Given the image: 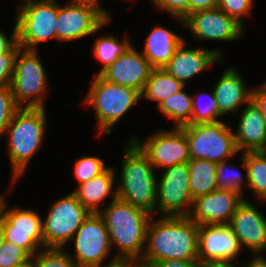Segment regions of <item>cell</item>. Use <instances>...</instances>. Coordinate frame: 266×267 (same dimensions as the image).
<instances>
[{
  "instance_id": "obj_1",
  "label": "cell",
  "mask_w": 266,
  "mask_h": 267,
  "mask_svg": "<svg viewBox=\"0 0 266 267\" xmlns=\"http://www.w3.org/2000/svg\"><path fill=\"white\" fill-rule=\"evenodd\" d=\"M199 225L187 216H164L148 223L146 245L140 264L151 266L160 260L198 261Z\"/></svg>"
},
{
  "instance_id": "obj_2",
  "label": "cell",
  "mask_w": 266,
  "mask_h": 267,
  "mask_svg": "<svg viewBox=\"0 0 266 267\" xmlns=\"http://www.w3.org/2000/svg\"><path fill=\"white\" fill-rule=\"evenodd\" d=\"M106 207L98 214L108 229L111 246L115 243L120 250L115 258L139 263L137 260H141L140 253L146 244V230L151 214L119 199L116 191Z\"/></svg>"
},
{
  "instance_id": "obj_3",
  "label": "cell",
  "mask_w": 266,
  "mask_h": 267,
  "mask_svg": "<svg viewBox=\"0 0 266 267\" xmlns=\"http://www.w3.org/2000/svg\"><path fill=\"white\" fill-rule=\"evenodd\" d=\"M120 184L115 190L119 199L151 215L157 211V179L153 165L140 148L130 140L124 152Z\"/></svg>"
},
{
  "instance_id": "obj_4",
  "label": "cell",
  "mask_w": 266,
  "mask_h": 267,
  "mask_svg": "<svg viewBox=\"0 0 266 267\" xmlns=\"http://www.w3.org/2000/svg\"><path fill=\"white\" fill-rule=\"evenodd\" d=\"M45 114V108H19L7 127L13 182L24 173L28 162L43 142Z\"/></svg>"
},
{
  "instance_id": "obj_5",
  "label": "cell",
  "mask_w": 266,
  "mask_h": 267,
  "mask_svg": "<svg viewBox=\"0 0 266 267\" xmlns=\"http://www.w3.org/2000/svg\"><path fill=\"white\" fill-rule=\"evenodd\" d=\"M85 102L95 110L99 131L109 134L111 127L141 98L132 88L108 80L100 74L95 75Z\"/></svg>"
},
{
  "instance_id": "obj_6",
  "label": "cell",
  "mask_w": 266,
  "mask_h": 267,
  "mask_svg": "<svg viewBox=\"0 0 266 267\" xmlns=\"http://www.w3.org/2000/svg\"><path fill=\"white\" fill-rule=\"evenodd\" d=\"M181 128L188 140L190 159H205L218 164L238 152L231 127L222 121L187 124Z\"/></svg>"
},
{
  "instance_id": "obj_7",
  "label": "cell",
  "mask_w": 266,
  "mask_h": 267,
  "mask_svg": "<svg viewBox=\"0 0 266 267\" xmlns=\"http://www.w3.org/2000/svg\"><path fill=\"white\" fill-rule=\"evenodd\" d=\"M58 4L55 0H31L20 6L16 17L17 39L22 49L56 39Z\"/></svg>"
},
{
  "instance_id": "obj_8",
  "label": "cell",
  "mask_w": 266,
  "mask_h": 267,
  "mask_svg": "<svg viewBox=\"0 0 266 267\" xmlns=\"http://www.w3.org/2000/svg\"><path fill=\"white\" fill-rule=\"evenodd\" d=\"M46 85V74L36 50L20 49L10 85L16 104L20 108L24 102L25 107L45 108L42 94Z\"/></svg>"
},
{
  "instance_id": "obj_9",
  "label": "cell",
  "mask_w": 266,
  "mask_h": 267,
  "mask_svg": "<svg viewBox=\"0 0 266 267\" xmlns=\"http://www.w3.org/2000/svg\"><path fill=\"white\" fill-rule=\"evenodd\" d=\"M90 214L73 192L55 201L42 221L44 248H63Z\"/></svg>"
},
{
  "instance_id": "obj_10",
  "label": "cell",
  "mask_w": 266,
  "mask_h": 267,
  "mask_svg": "<svg viewBox=\"0 0 266 267\" xmlns=\"http://www.w3.org/2000/svg\"><path fill=\"white\" fill-rule=\"evenodd\" d=\"M189 180L187 163L165 168L159 183L157 182L158 212L171 217L189 215L190 209H186V206H192L193 202Z\"/></svg>"
},
{
  "instance_id": "obj_11",
  "label": "cell",
  "mask_w": 266,
  "mask_h": 267,
  "mask_svg": "<svg viewBox=\"0 0 266 267\" xmlns=\"http://www.w3.org/2000/svg\"><path fill=\"white\" fill-rule=\"evenodd\" d=\"M75 257L78 267H101L111 249L108 229L98 213H91L76 230Z\"/></svg>"
},
{
  "instance_id": "obj_12",
  "label": "cell",
  "mask_w": 266,
  "mask_h": 267,
  "mask_svg": "<svg viewBox=\"0 0 266 267\" xmlns=\"http://www.w3.org/2000/svg\"><path fill=\"white\" fill-rule=\"evenodd\" d=\"M6 207L5 203L0 220L5 240L23 248L31 257L34 256L38 246L44 247L43 220L33 210L17 207L7 210Z\"/></svg>"
},
{
  "instance_id": "obj_13",
  "label": "cell",
  "mask_w": 266,
  "mask_h": 267,
  "mask_svg": "<svg viewBox=\"0 0 266 267\" xmlns=\"http://www.w3.org/2000/svg\"><path fill=\"white\" fill-rule=\"evenodd\" d=\"M109 21L110 18L89 4L58 5L56 39L66 42L83 38L97 32Z\"/></svg>"
},
{
  "instance_id": "obj_14",
  "label": "cell",
  "mask_w": 266,
  "mask_h": 267,
  "mask_svg": "<svg viewBox=\"0 0 266 267\" xmlns=\"http://www.w3.org/2000/svg\"><path fill=\"white\" fill-rule=\"evenodd\" d=\"M130 140L140 148L154 167L168 168L190 160L188 140L181 127H175L173 131L158 132L143 144L135 137Z\"/></svg>"
},
{
  "instance_id": "obj_15",
  "label": "cell",
  "mask_w": 266,
  "mask_h": 267,
  "mask_svg": "<svg viewBox=\"0 0 266 267\" xmlns=\"http://www.w3.org/2000/svg\"><path fill=\"white\" fill-rule=\"evenodd\" d=\"M243 201L242 194L217 189L193 199V208L187 217L198 225L229 224L232 215Z\"/></svg>"
},
{
  "instance_id": "obj_16",
  "label": "cell",
  "mask_w": 266,
  "mask_h": 267,
  "mask_svg": "<svg viewBox=\"0 0 266 267\" xmlns=\"http://www.w3.org/2000/svg\"><path fill=\"white\" fill-rule=\"evenodd\" d=\"M197 39L233 41L242 37L243 26L219 7L190 14L184 20Z\"/></svg>"
},
{
  "instance_id": "obj_17",
  "label": "cell",
  "mask_w": 266,
  "mask_h": 267,
  "mask_svg": "<svg viewBox=\"0 0 266 267\" xmlns=\"http://www.w3.org/2000/svg\"><path fill=\"white\" fill-rule=\"evenodd\" d=\"M240 248L238 237L228 224L199 225L198 262L232 261Z\"/></svg>"
},
{
  "instance_id": "obj_18",
  "label": "cell",
  "mask_w": 266,
  "mask_h": 267,
  "mask_svg": "<svg viewBox=\"0 0 266 267\" xmlns=\"http://www.w3.org/2000/svg\"><path fill=\"white\" fill-rule=\"evenodd\" d=\"M154 68L132 46L100 75L110 82L137 90L140 94Z\"/></svg>"
},
{
  "instance_id": "obj_19",
  "label": "cell",
  "mask_w": 266,
  "mask_h": 267,
  "mask_svg": "<svg viewBox=\"0 0 266 267\" xmlns=\"http://www.w3.org/2000/svg\"><path fill=\"white\" fill-rule=\"evenodd\" d=\"M228 225L238 237L241 248L245 246L254 254L266 249V219L252 203L244 199Z\"/></svg>"
},
{
  "instance_id": "obj_20",
  "label": "cell",
  "mask_w": 266,
  "mask_h": 267,
  "mask_svg": "<svg viewBox=\"0 0 266 267\" xmlns=\"http://www.w3.org/2000/svg\"><path fill=\"white\" fill-rule=\"evenodd\" d=\"M185 47L184 40L163 68L184 85L187 79L199 74L208 65L221 61L222 52L219 50L189 49Z\"/></svg>"
},
{
  "instance_id": "obj_21",
  "label": "cell",
  "mask_w": 266,
  "mask_h": 267,
  "mask_svg": "<svg viewBox=\"0 0 266 267\" xmlns=\"http://www.w3.org/2000/svg\"><path fill=\"white\" fill-rule=\"evenodd\" d=\"M234 135L238 151H266V119L252 100L242 111Z\"/></svg>"
},
{
  "instance_id": "obj_22",
  "label": "cell",
  "mask_w": 266,
  "mask_h": 267,
  "mask_svg": "<svg viewBox=\"0 0 266 267\" xmlns=\"http://www.w3.org/2000/svg\"><path fill=\"white\" fill-rule=\"evenodd\" d=\"M246 89L244 79L233 68L224 71L213 92L218 105L219 114L233 112L252 100V90Z\"/></svg>"
},
{
  "instance_id": "obj_23",
  "label": "cell",
  "mask_w": 266,
  "mask_h": 267,
  "mask_svg": "<svg viewBox=\"0 0 266 267\" xmlns=\"http://www.w3.org/2000/svg\"><path fill=\"white\" fill-rule=\"evenodd\" d=\"M183 41L172 31L157 26L147 37L142 55L153 68H164Z\"/></svg>"
},
{
  "instance_id": "obj_24",
  "label": "cell",
  "mask_w": 266,
  "mask_h": 267,
  "mask_svg": "<svg viewBox=\"0 0 266 267\" xmlns=\"http://www.w3.org/2000/svg\"><path fill=\"white\" fill-rule=\"evenodd\" d=\"M115 172L113 168L107 169L94 178L79 184L77 189L73 191L79 202L90 212L99 213V203L104 201L111 193Z\"/></svg>"
},
{
  "instance_id": "obj_25",
  "label": "cell",
  "mask_w": 266,
  "mask_h": 267,
  "mask_svg": "<svg viewBox=\"0 0 266 267\" xmlns=\"http://www.w3.org/2000/svg\"><path fill=\"white\" fill-rule=\"evenodd\" d=\"M187 165L192 199L210 194L218 189L216 178L217 163L205 159H190Z\"/></svg>"
},
{
  "instance_id": "obj_26",
  "label": "cell",
  "mask_w": 266,
  "mask_h": 267,
  "mask_svg": "<svg viewBox=\"0 0 266 267\" xmlns=\"http://www.w3.org/2000/svg\"><path fill=\"white\" fill-rule=\"evenodd\" d=\"M185 85L175 79L163 68H154L150 77L145 83L144 89L141 92V97L156 101L159 103L170 95L183 89Z\"/></svg>"
},
{
  "instance_id": "obj_27",
  "label": "cell",
  "mask_w": 266,
  "mask_h": 267,
  "mask_svg": "<svg viewBox=\"0 0 266 267\" xmlns=\"http://www.w3.org/2000/svg\"><path fill=\"white\" fill-rule=\"evenodd\" d=\"M241 158L246 169V187L252 188L257 197L266 199V151L244 152Z\"/></svg>"
},
{
  "instance_id": "obj_28",
  "label": "cell",
  "mask_w": 266,
  "mask_h": 267,
  "mask_svg": "<svg viewBox=\"0 0 266 267\" xmlns=\"http://www.w3.org/2000/svg\"><path fill=\"white\" fill-rule=\"evenodd\" d=\"M157 106L160 112L175 120V127H182L191 121L192 97L183 89L162 100Z\"/></svg>"
},
{
  "instance_id": "obj_29",
  "label": "cell",
  "mask_w": 266,
  "mask_h": 267,
  "mask_svg": "<svg viewBox=\"0 0 266 267\" xmlns=\"http://www.w3.org/2000/svg\"><path fill=\"white\" fill-rule=\"evenodd\" d=\"M128 41L125 39L120 43L113 35L104 36L96 40L94 54L103 63V67L98 74L132 46Z\"/></svg>"
},
{
  "instance_id": "obj_30",
  "label": "cell",
  "mask_w": 266,
  "mask_h": 267,
  "mask_svg": "<svg viewBox=\"0 0 266 267\" xmlns=\"http://www.w3.org/2000/svg\"><path fill=\"white\" fill-rule=\"evenodd\" d=\"M209 101L203 106L198 105V101L192 97V117L189 125L213 123L221 121L218 119L221 115L218 111V105L214 92L208 95Z\"/></svg>"
},
{
  "instance_id": "obj_31",
  "label": "cell",
  "mask_w": 266,
  "mask_h": 267,
  "mask_svg": "<svg viewBox=\"0 0 266 267\" xmlns=\"http://www.w3.org/2000/svg\"><path fill=\"white\" fill-rule=\"evenodd\" d=\"M32 257H35L36 267H78L72 256L62 248H45L44 252H39Z\"/></svg>"
},
{
  "instance_id": "obj_32",
  "label": "cell",
  "mask_w": 266,
  "mask_h": 267,
  "mask_svg": "<svg viewBox=\"0 0 266 267\" xmlns=\"http://www.w3.org/2000/svg\"><path fill=\"white\" fill-rule=\"evenodd\" d=\"M74 168V175L79 184L87 182L107 169V167L105 168L104 161L96 156L78 159Z\"/></svg>"
},
{
  "instance_id": "obj_33",
  "label": "cell",
  "mask_w": 266,
  "mask_h": 267,
  "mask_svg": "<svg viewBox=\"0 0 266 267\" xmlns=\"http://www.w3.org/2000/svg\"><path fill=\"white\" fill-rule=\"evenodd\" d=\"M20 107L16 104L10 86L0 88V135L6 133L14 114Z\"/></svg>"
},
{
  "instance_id": "obj_34",
  "label": "cell",
  "mask_w": 266,
  "mask_h": 267,
  "mask_svg": "<svg viewBox=\"0 0 266 267\" xmlns=\"http://www.w3.org/2000/svg\"><path fill=\"white\" fill-rule=\"evenodd\" d=\"M30 258L23 248L6 240L0 248V267H15Z\"/></svg>"
},
{
  "instance_id": "obj_35",
  "label": "cell",
  "mask_w": 266,
  "mask_h": 267,
  "mask_svg": "<svg viewBox=\"0 0 266 267\" xmlns=\"http://www.w3.org/2000/svg\"><path fill=\"white\" fill-rule=\"evenodd\" d=\"M227 161H222L217 164L216 167V178L218 189L231 190L239 194L242 193V176L238 172H234L231 175L226 173L229 167L226 165ZM227 168V169H226ZM230 170V169H229ZM231 171V170H230Z\"/></svg>"
},
{
  "instance_id": "obj_36",
  "label": "cell",
  "mask_w": 266,
  "mask_h": 267,
  "mask_svg": "<svg viewBox=\"0 0 266 267\" xmlns=\"http://www.w3.org/2000/svg\"><path fill=\"white\" fill-rule=\"evenodd\" d=\"M20 49L22 48L17 42L9 51L0 54V88L11 85L15 59Z\"/></svg>"
},
{
  "instance_id": "obj_37",
  "label": "cell",
  "mask_w": 266,
  "mask_h": 267,
  "mask_svg": "<svg viewBox=\"0 0 266 267\" xmlns=\"http://www.w3.org/2000/svg\"><path fill=\"white\" fill-rule=\"evenodd\" d=\"M252 0H219V8L228 16L233 17L238 23L244 26L242 16L249 15Z\"/></svg>"
},
{
  "instance_id": "obj_38",
  "label": "cell",
  "mask_w": 266,
  "mask_h": 267,
  "mask_svg": "<svg viewBox=\"0 0 266 267\" xmlns=\"http://www.w3.org/2000/svg\"><path fill=\"white\" fill-rule=\"evenodd\" d=\"M160 9H164L181 23L189 16V0H151Z\"/></svg>"
},
{
  "instance_id": "obj_39",
  "label": "cell",
  "mask_w": 266,
  "mask_h": 267,
  "mask_svg": "<svg viewBox=\"0 0 266 267\" xmlns=\"http://www.w3.org/2000/svg\"><path fill=\"white\" fill-rule=\"evenodd\" d=\"M219 6V0H189V15Z\"/></svg>"
},
{
  "instance_id": "obj_40",
  "label": "cell",
  "mask_w": 266,
  "mask_h": 267,
  "mask_svg": "<svg viewBox=\"0 0 266 267\" xmlns=\"http://www.w3.org/2000/svg\"><path fill=\"white\" fill-rule=\"evenodd\" d=\"M150 267H201L198 261H187L181 259L160 260Z\"/></svg>"
},
{
  "instance_id": "obj_41",
  "label": "cell",
  "mask_w": 266,
  "mask_h": 267,
  "mask_svg": "<svg viewBox=\"0 0 266 267\" xmlns=\"http://www.w3.org/2000/svg\"><path fill=\"white\" fill-rule=\"evenodd\" d=\"M252 101L262 111L266 119V83L259 86V88L252 90Z\"/></svg>"
},
{
  "instance_id": "obj_42",
  "label": "cell",
  "mask_w": 266,
  "mask_h": 267,
  "mask_svg": "<svg viewBox=\"0 0 266 267\" xmlns=\"http://www.w3.org/2000/svg\"><path fill=\"white\" fill-rule=\"evenodd\" d=\"M17 42V23H15L10 39L0 31V54L9 51Z\"/></svg>"
},
{
  "instance_id": "obj_43",
  "label": "cell",
  "mask_w": 266,
  "mask_h": 267,
  "mask_svg": "<svg viewBox=\"0 0 266 267\" xmlns=\"http://www.w3.org/2000/svg\"><path fill=\"white\" fill-rule=\"evenodd\" d=\"M198 263L201 267H240L233 264L232 261H202Z\"/></svg>"
},
{
  "instance_id": "obj_44",
  "label": "cell",
  "mask_w": 266,
  "mask_h": 267,
  "mask_svg": "<svg viewBox=\"0 0 266 267\" xmlns=\"http://www.w3.org/2000/svg\"><path fill=\"white\" fill-rule=\"evenodd\" d=\"M137 262L131 260H117L113 258L107 265L101 267H133Z\"/></svg>"
},
{
  "instance_id": "obj_45",
  "label": "cell",
  "mask_w": 266,
  "mask_h": 267,
  "mask_svg": "<svg viewBox=\"0 0 266 267\" xmlns=\"http://www.w3.org/2000/svg\"><path fill=\"white\" fill-rule=\"evenodd\" d=\"M71 1L76 2V3L92 5L96 7L97 9H99L108 19L110 17L108 13L106 12V10H103V8H99L98 0H71Z\"/></svg>"
},
{
  "instance_id": "obj_46",
  "label": "cell",
  "mask_w": 266,
  "mask_h": 267,
  "mask_svg": "<svg viewBox=\"0 0 266 267\" xmlns=\"http://www.w3.org/2000/svg\"><path fill=\"white\" fill-rule=\"evenodd\" d=\"M254 259L255 260L249 262L250 264H248V266L246 265L245 267H266V259H264V257L258 255Z\"/></svg>"
},
{
  "instance_id": "obj_47",
  "label": "cell",
  "mask_w": 266,
  "mask_h": 267,
  "mask_svg": "<svg viewBox=\"0 0 266 267\" xmlns=\"http://www.w3.org/2000/svg\"><path fill=\"white\" fill-rule=\"evenodd\" d=\"M15 267H36L34 257H31L26 262H24V263H22L20 265H17Z\"/></svg>"
},
{
  "instance_id": "obj_48",
  "label": "cell",
  "mask_w": 266,
  "mask_h": 267,
  "mask_svg": "<svg viewBox=\"0 0 266 267\" xmlns=\"http://www.w3.org/2000/svg\"><path fill=\"white\" fill-rule=\"evenodd\" d=\"M4 196L3 195H0V220H1V217L3 215V207L5 205V200H4Z\"/></svg>"
},
{
  "instance_id": "obj_49",
  "label": "cell",
  "mask_w": 266,
  "mask_h": 267,
  "mask_svg": "<svg viewBox=\"0 0 266 267\" xmlns=\"http://www.w3.org/2000/svg\"><path fill=\"white\" fill-rule=\"evenodd\" d=\"M5 242V237H4V233H3V229L0 225V248L3 245V243Z\"/></svg>"
},
{
  "instance_id": "obj_50",
  "label": "cell",
  "mask_w": 266,
  "mask_h": 267,
  "mask_svg": "<svg viewBox=\"0 0 266 267\" xmlns=\"http://www.w3.org/2000/svg\"><path fill=\"white\" fill-rule=\"evenodd\" d=\"M138 263H136L133 267H150V266H146V265H143V264H138Z\"/></svg>"
}]
</instances>
